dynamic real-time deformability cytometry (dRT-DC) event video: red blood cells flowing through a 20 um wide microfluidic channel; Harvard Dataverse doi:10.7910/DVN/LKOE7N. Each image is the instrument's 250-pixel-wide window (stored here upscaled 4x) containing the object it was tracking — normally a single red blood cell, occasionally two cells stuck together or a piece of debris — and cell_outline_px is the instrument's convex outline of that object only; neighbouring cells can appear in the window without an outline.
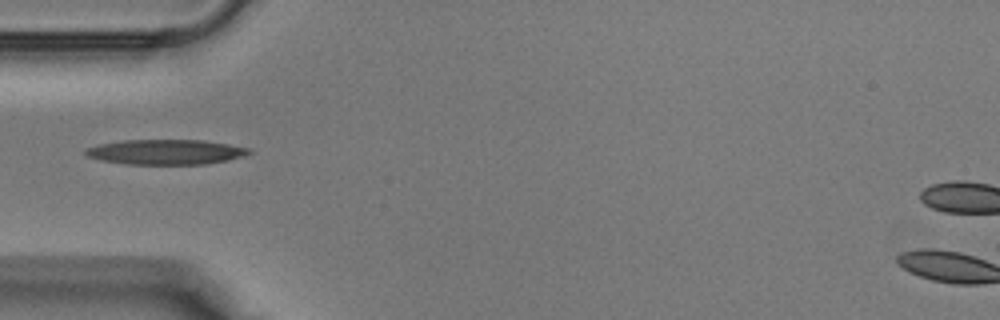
{"species": "Egyptian fruit bat (a non-hibernating species)", "species_latin": "Rousettus aegyptiacus", "temperature_condition": "warm", "stored_images_in_passage": 27, "camera_frame_rate_fps": 3000, "um_per_image_px": 0.085, "animal": {"sex": "male"}, "frame": {"image": 1, "passage_image": 1, "time_ms": 0.0, "image_size_px": [1000, 320], "cell_outline_px": [[252, 152], [244, 156], [228, 160], [204, 164], [124, 164], [100, 160], [88, 156], [84, 152], [88, 148], [100, 144], [124, 140], [204, 140], [228, 144], [248, 148]], "centroid_in_image_um": [14.1, 12.92], "position_along_channel_um": 70.9, "area_um2": 23.7}}
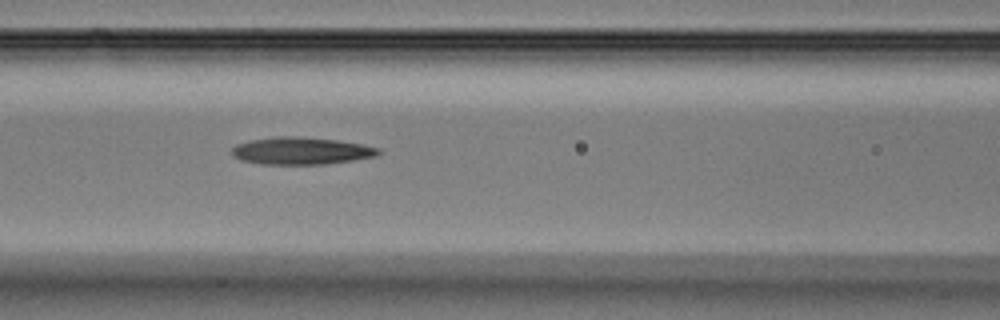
{"frame": {"image": 2, "passage_image": 5, "time_ms": 1.333, "image_size_px": [1000, 320], "cell_outline_px": [[380, 152], [376, 156], [352, 160], [324, 164], [264, 164], [240, 160], [232, 156], [232, 148], [236, 144], [252, 140], [276, 136], [296, 136], [336, 140], [360, 144], [380, 148]], "centroid_in_image_um": [25.57, 12.82], "position_along_channel_um": 141.0, "area_um2": 23.12}}
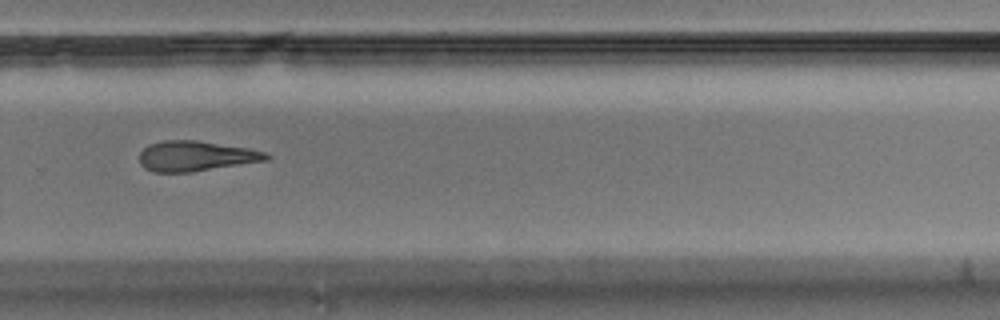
{"frame": {"image": 3, "passage_image": 15, "time_ms": 4.667, "image_size_px": [1000, 320], "cell_outline_px": [[272, 156], [268, 160], [192, 172], [152, 172], [144, 168], [140, 164], [140, 152], [148, 144], [164, 140], [196, 140], [248, 148], [264, 152]], "centroid_in_image_um": [16.62, 13.27], "position_along_channel_um": 313.2, "area_um2": 22.37}}